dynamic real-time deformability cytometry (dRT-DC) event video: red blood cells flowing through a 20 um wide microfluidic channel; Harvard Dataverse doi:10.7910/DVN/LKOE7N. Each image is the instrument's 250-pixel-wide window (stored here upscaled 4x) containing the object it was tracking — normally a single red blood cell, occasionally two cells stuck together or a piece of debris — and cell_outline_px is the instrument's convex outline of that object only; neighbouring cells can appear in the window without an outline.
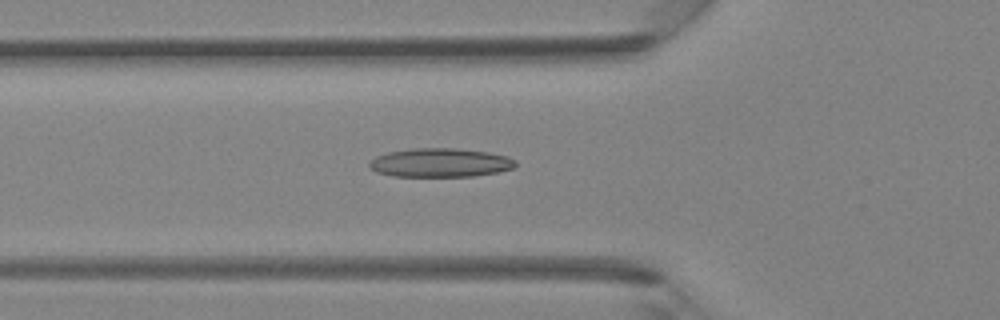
{"species": "Egyptian fruit bat (a non-hibernating species)", "species_latin": "Rousettus aegyptiacus", "temperature_condition": "room temperature", "stored_images_in_passage": 42, "camera_frame_rate_fps": 3000, "um_per_image_px": 0.085, "animal": {"sex": "female"}, "frame": {"image": 1, "passage_image": 15, "time_ms": 4.667, "image_size_px": [1000, 320], "cell_outline_px": [[516, 168], [496, 172], [472, 176], [392, 176], [376, 172], [368, 168], [368, 164], [376, 156], [388, 152], [412, 148], [456, 148], [488, 152], [508, 156], [516, 160]], "centroid_in_image_um": [37.42, 13.82], "position_along_channel_um": 88.4, "area_um2": 24.68}}
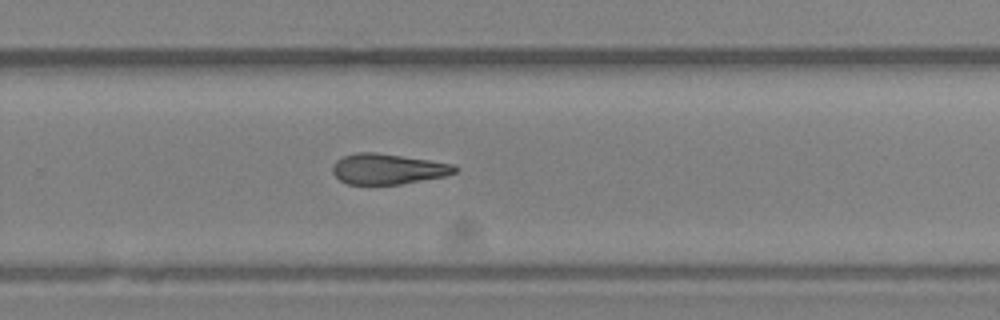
{"frame": {"image": 2, "passage_image": 28, "time_ms": 9.0, "image_size_px": [1000, 320], "cell_outline_px": [[460, 168], [456, 172], [444, 176], [400, 184], [348, 184], [340, 180], [332, 172], [332, 164], [336, 160], [344, 156], [356, 152], [376, 152], [456, 164]], "centroid_in_image_um": [32.98, 14.35], "position_along_channel_um": 296.8, "area_um2": 21.79}}
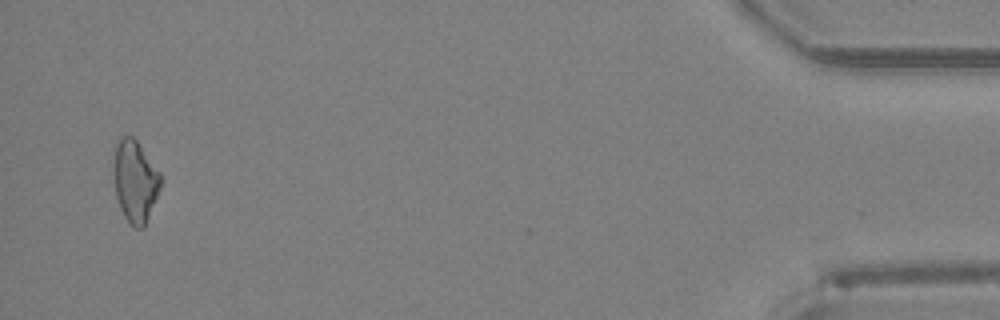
{"frame": {"image": 3, "passage_image": 41, "time_ms": 13.333, "image_size_px": [1000, 320], "cell_outline_px": [[164, 180], [144, 228], [136, 228], [124, 216], [120, 208], [116, 196], [112, 176], [112, 164], [116, 144], [120, 136], [132, 136], [136, 140], [160, 172]], "centroid_in_image_um": [11.48, 15.38], "position_along_channel_um": 423.7, "area_um2": 22.83}}